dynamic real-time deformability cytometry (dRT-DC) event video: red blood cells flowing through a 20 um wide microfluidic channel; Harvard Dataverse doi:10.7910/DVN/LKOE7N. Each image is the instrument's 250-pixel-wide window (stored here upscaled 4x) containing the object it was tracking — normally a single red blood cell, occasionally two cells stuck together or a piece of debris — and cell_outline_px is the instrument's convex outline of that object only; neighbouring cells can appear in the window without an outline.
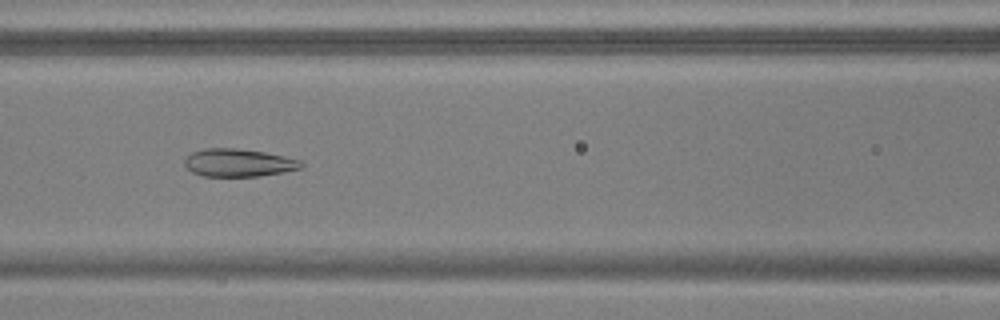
{"species": "common noctule bat (a hibernating species)", "species_latin": "Nyctalus noctula", "temperature_condition": "warm", "stored_images_in_passage": 55, "camera_frame_rate_fps": 3000, "um_per_image_px": 0.085, "animal": {"sex": "male", "body_mass_g": 17.9, "forearm_length_mm": 54.2}, "frame": {"image": 1, "passage_image": 25, "time_ms": 8.0, "image_size_px": [1000, 320], "cell_outline_px": [[304, 164], [300, 168], [284, 172], [260, 176], [204, 176], [192, 172], [184, 164], [184, 160], [192, 152], [204, 148], [232, 148], [264, 152], [284, 156], [300, 160]], "centroid_in_image_um": [20.27, 13.83], "position_along_channel_um": 146.3, "area_um2": 18.79}}
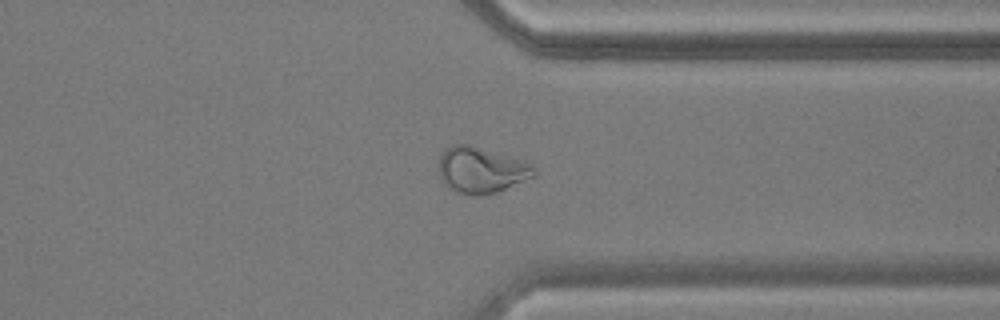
{"frame": {"image": 2, "passage_image": 43, "time_ms": 14.0, "image_size_px": [1000, 320], "cell_outline_px": [[536, 176], [496, 192], [472, 196], [456, 192], [448, 188], [444, 184], [440, 176], [440, 156], [452, 144], [468, 144], [524, 160], [532, 164], [536, 168]], "centroid_in_image_um": [40.93, 14.46], "position_along_channel_um": 370.5, "area_um2": 25.49}}
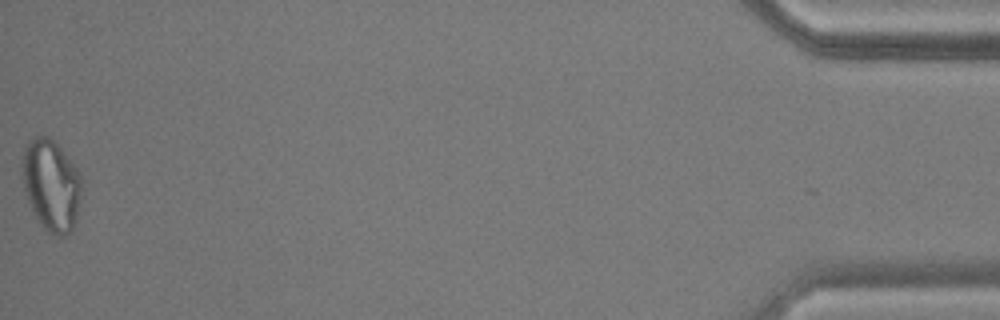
{"frame": {"image": 3, "passage_image": 55, "time_ms": 18.0, "image_size_px": [1000, 320], "cell_outline_px": [[80, 200], [72, 232], [64, 236], [56, 236], [48, 232], [40, 224], [32, 212], [24, 192], [20, 176], [20, 172], [24, 148], [28, 140], [36, 136], [48, 136], [60, 148], [80, 172]], "centroid_in_image_um": [4.3, 15.75], "position_along_channel_um": 430.9, "area_um2": 31.96}, "authors_computed_cell_mechanics": {"area_um2": 24.1604, "velocity_mm_per_s": 3.7497, "shape_relaxation_time_tau1_ms": null, "shape_relaxation_time_tau2_ms": 1.8392, "deformation_change_tau1": null, "deformation_change_tau2": 0.0509}}